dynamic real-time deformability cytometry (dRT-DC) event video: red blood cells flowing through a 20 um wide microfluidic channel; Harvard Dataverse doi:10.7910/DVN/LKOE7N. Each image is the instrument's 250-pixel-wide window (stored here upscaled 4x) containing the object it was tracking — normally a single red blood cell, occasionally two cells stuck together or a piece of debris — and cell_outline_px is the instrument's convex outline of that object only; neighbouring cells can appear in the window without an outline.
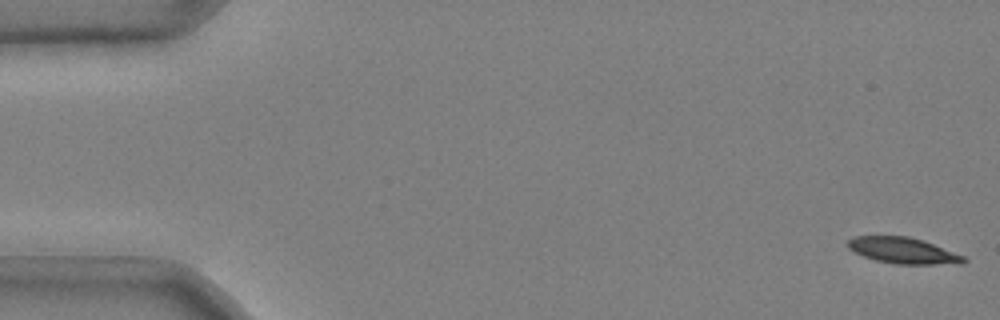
{"species": "common noctule bat (a hibernating species)", "species_latin": "Nyctalus noctula", "temperature_condition": "cold", "stored_images_in_passage": 52, "camera_frame_rate_fps": 3000, "um_per_image_px": 0.085, "animal": {"sex": "male", "body_mass_g": 20.4}, "frame": {"image": 1, "passage_image": 1, "time_ms": 0.0, "image_size_px": [1000, 320], "cell_outline_px": [[968, 260], [964, 264], [896, 264], [876, 260], [864, 256], [848, 248], [848, 240], [852, 236], [908, 236], [932, 244], [964, 256]], "centroid_in_image_um": [76.77, 21.3], "position_along_channel_um": 8.2, "area_um2": 17.4}}
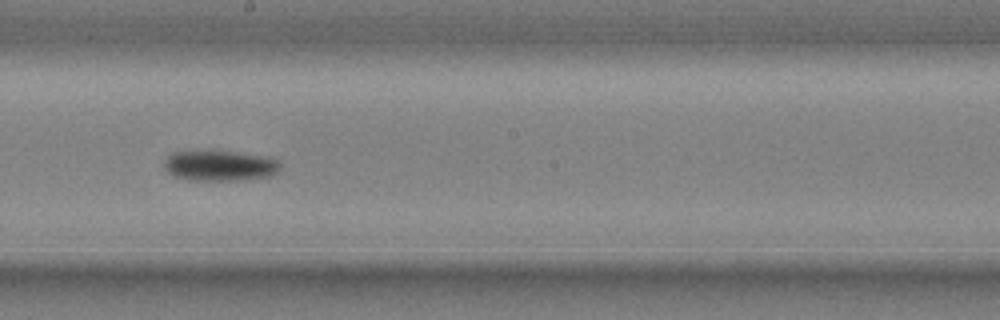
{"frame": {"image": 2, "passage_image": 30, "time_ms": 9.667, "image_size_px": [1000, 320], "cell_outline_px": [[280, 172], [272, 176], [244, 180], [188, 180], [172, 176], [164, 168], [164, 160], [172, 152], [212, 148], [272, 156], [280, 160]], "centroid_in_image_um": [18.73, 14.03], "position_along_channel_um": 229.5, "area_um2": 22.02}}
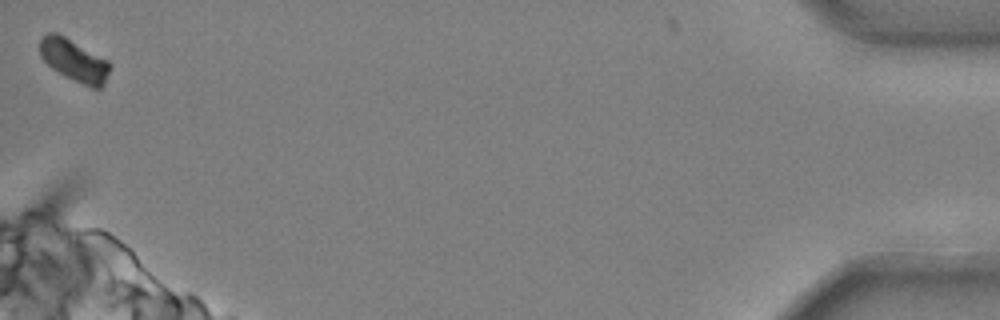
{"frame": {"image": 3, "passage_image": 52, "time_ms": 17.0, "image_size_px": [1000, 320], "cell_outline_px": [[112, 64], [104, 84], [100, 88], [92, 88], [64, 76], [52, 68], [40, 56], [40, 40], [48, 32], [56, 32], [64, 36], [108, 60]], "centroid_in_image_um": [6.31, 5.13], "position_along_channel_um": 428.9, "area_um2": 17.11}, "authors_computed_cell_mechanics": {"area_um2": 19.7965, "velocity_mm_per_s": 3.6667, "shape_relaxation_time_tau1_ms": 4.0565, "shape_relaxation_time_tau2_ms": null, "deformation_change_tau1": 0.1211, "deformation_change_tau2": null}}